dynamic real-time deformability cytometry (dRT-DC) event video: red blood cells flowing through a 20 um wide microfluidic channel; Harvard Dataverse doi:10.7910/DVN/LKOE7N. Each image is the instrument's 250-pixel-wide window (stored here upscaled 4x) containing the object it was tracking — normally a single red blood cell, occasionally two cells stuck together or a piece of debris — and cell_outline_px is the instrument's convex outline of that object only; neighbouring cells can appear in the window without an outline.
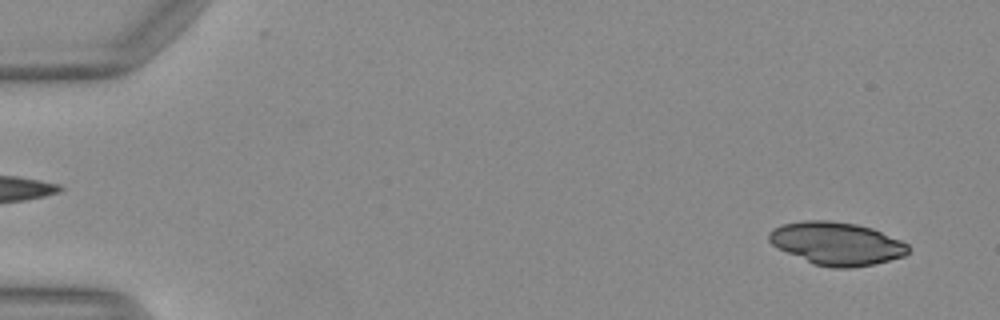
{"species": "Egyptian fruit bat (a non-hibernating species)", "species_latin": "Rousettus aegyptiacus", "temperature_condition": "warm", "stored_images_in_passage": 12, "camera_frame_rate_fps": 3000, "um_per_image_px": 0.085, "animal": {"sex": "female"}, "frame": {"image": 1, "passage_image": 3, "time_ms": 0.667, "image_size_px": [1000, 320], "cell_outline_px": [[912, 248], [904, 256], [872, 264], [852, 268], [832, 268], [812, 264], [776, 248], [768, 240], [768, 232], [772, 228], [784, 224], [804, 220], [828, 220], [856, 224], [872, 228], [900, 240], [908, 244]], "centroid_in_image_um": [71.08, 20.7], "position_along_channel_um": 13.9, "area_um2": 35.03}}